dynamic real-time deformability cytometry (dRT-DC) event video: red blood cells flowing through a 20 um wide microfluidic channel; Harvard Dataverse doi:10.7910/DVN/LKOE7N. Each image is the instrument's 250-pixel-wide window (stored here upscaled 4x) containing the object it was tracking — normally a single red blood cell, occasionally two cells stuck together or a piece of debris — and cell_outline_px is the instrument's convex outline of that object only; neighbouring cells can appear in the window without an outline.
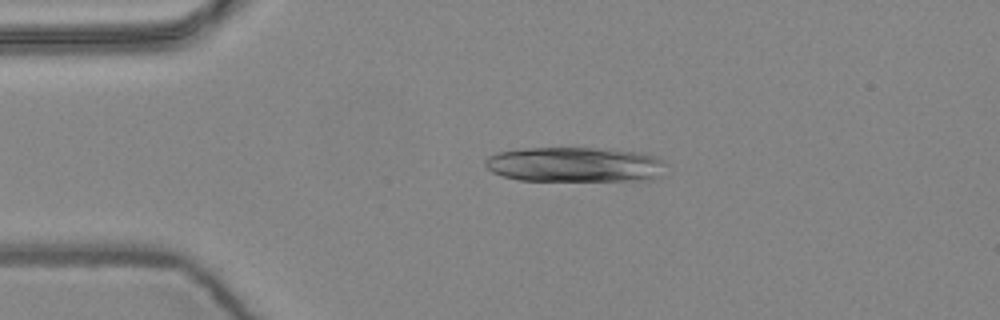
{"species": "common noctule bat (a hibernating species)", "species_latin": "Nyctalus noctula", "temperature_condition": "warm", "stored_images_in_passage": 5, "camera_frame_rate_fps": 3000, "um_per_image_px": 0.085, "animal": {"sex": "female", "body_mass_g": 24.6, "forearm_length_mm": 56.2}, "frame": {"image": 1, "passage_image": 3, "time_ms": 0.667, "image_size_px": [1000, 320], "cell_outline_px": [[664, 176], [652, 180], [520, 180], [504, 176], [492, 172], [484, 164], [484, 160], [488, 156], [496, 152], [528, 148], [608, 148], [644, 152], [656, 156], [664, 160]], "centroid_in_image_um": [48.94, 13.98], "position_along_channel_um": 36.1, "area_um2": 37.28}}